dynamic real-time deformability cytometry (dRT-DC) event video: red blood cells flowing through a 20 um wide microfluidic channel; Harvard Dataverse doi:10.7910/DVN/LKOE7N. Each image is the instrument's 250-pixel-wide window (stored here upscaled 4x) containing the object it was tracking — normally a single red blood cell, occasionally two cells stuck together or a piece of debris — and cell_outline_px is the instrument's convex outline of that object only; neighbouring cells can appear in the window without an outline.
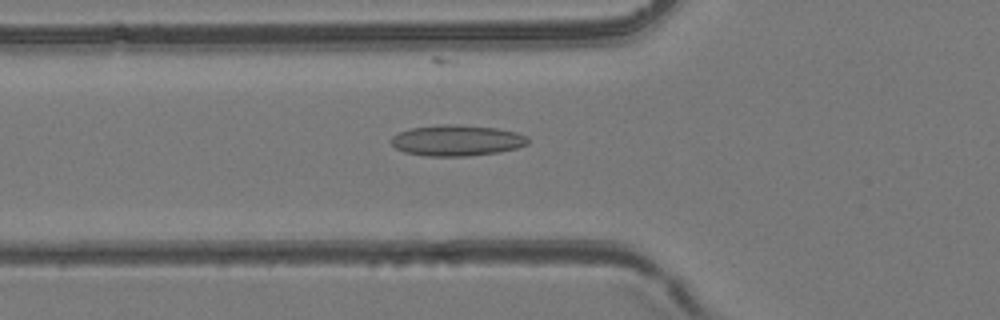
{"species": "common noctule bat (a hibernating species)", "species_latin": "Nyctalus noctula", "temperature_condition": "room temperature", "stored_images_in_passage": 48, "camera_frame_rate_fps": 3000, "um_per_image_px": 0.085, "animal": {"sex": "female", "body_mass_g": 24.6, "forearm_length_mm": 56.2}, "frame": {"image": 1, "passage_image": 18, "time_ms": 5.667, "image_size_px": [1000, 320], "cell_outline_px": [[528, 144], [516, 148], [500, 152], [468, 156], [428, 156], [404, 152], [396, 148], [392, 144], [392, 136], [400, 132], [412, 128], [444, 124], [456, 124], [496, 128], [516, 132], [528, 136]], "centroid_in_image_um": [38.86, 11.94], "position_along_channel_um": 86.9, "area_um2": 24.57}}
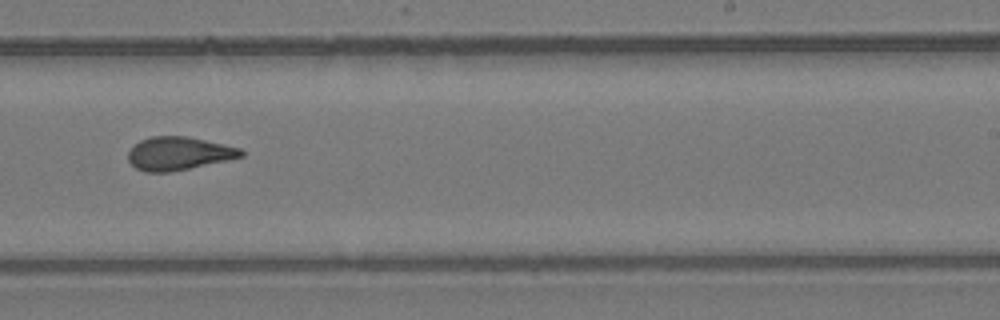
{"frame": {"image": 2, "passage_image": 31, "time_ms": 10.0, "image_size_px": [1000, 320], "cell_outline_px": [[244, 156], [228, 160], [168, 172], [144, 172], [136, 168], [128, 160], [128, 152], [140, 140], [152, 136], [188, 136], [240, 148], [244, 152]], "centroid_in_image_um": [15.18, 13.04], "position_along_channel_um": 273.8, "area_um2": 21.68}}
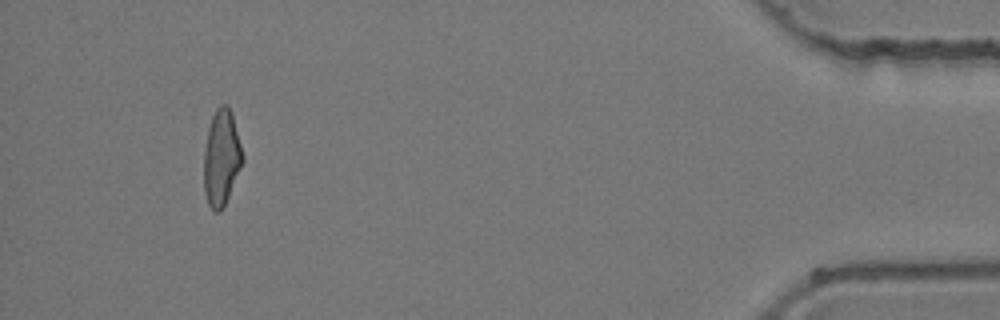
{"frame": {"image": 3, "passage_image": 46, "time_ms": 15.0, "image_size_px": [1000, 320], "cell_outline_px": [[244, 160], [228, 196], [220, 212], [212, 212], [208, 204], [204, 192], [204, 152], [208, 128], [212, 116], [216, 108], [220, 104], [228, 104], [232, 112], [244, 156]], "centroid_in_image_um": [18.82, 13.38], "position_along_channel_um": 416.4, "area_um2": 21.73}}